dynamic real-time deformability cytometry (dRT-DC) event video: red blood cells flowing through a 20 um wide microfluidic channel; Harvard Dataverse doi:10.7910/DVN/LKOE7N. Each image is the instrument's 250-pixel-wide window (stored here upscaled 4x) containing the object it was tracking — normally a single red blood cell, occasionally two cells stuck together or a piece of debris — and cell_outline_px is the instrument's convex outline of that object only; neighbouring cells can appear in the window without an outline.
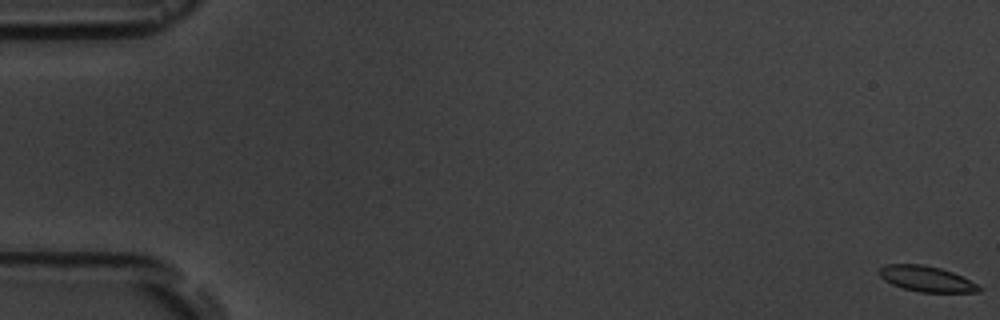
{"species": "common noctule bat (a hibernating species)", "species_latin": "Nyctalus noctula", "temperature_condition": "room temperature", "stored_images_in_passage": 8, "camera_frame_rate_fps": 3000, "um_per_image_px": 0.085, "animal": {"sex": "male", "body_mass_g": 19.5, "forearm_length_mm": 54.6}, "frame": {"image": 1, "passage_image": 1, "time_ms": 0.0, "image_size_px": [1000, 320], "cell_outline_px": [[984, 288], [980, 292], [920, 292], [904, 288], [892, 284], [884, 280], [880, 276], [880, 268], [888, 264], [924, 264], [940, 268], [952, 272]], "centroid_in_image_um": [78.76, 23.7], "position_along_channel_um": 6.2, "area_um2": 14.68}}
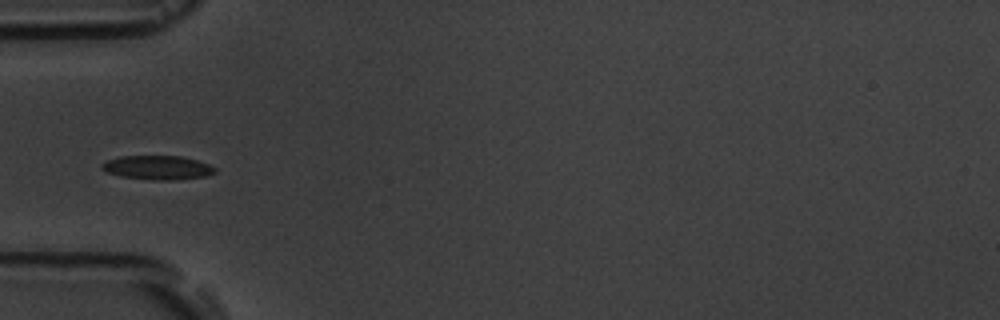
{"frame": {"image": 2, "passage_image": 6, "time_ms": 6.333, "image_size_px": [1000, 320], "cell_outline_px": [[216, 172], [208, 176], [176, 180], [152, 180], [120, 176], [104, 172], [100, 168], [100, 164], [108, 160], [120, 156], [180, 156], [196, 160], [208, 164], [216, 168]], "centroid_in_image_um": [13.37, 14.25], "position_along_channel_um": 71.6, "area_um2": 16.01}}
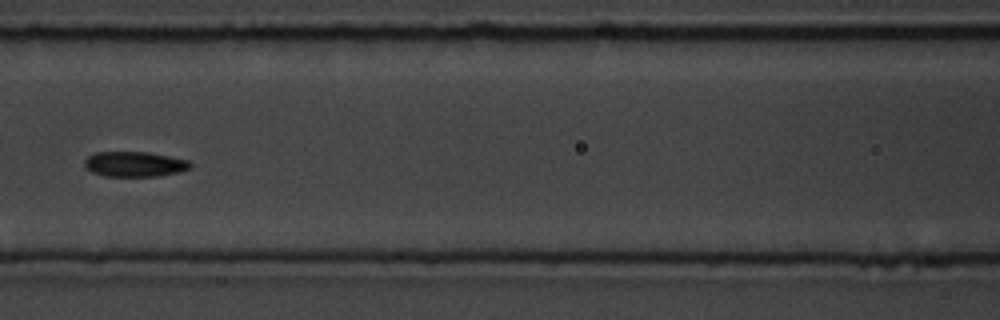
{"frame": {"image": 3, "passage_image": 8, "time_ms": 8.667, "image_size_px": [1000, 320], "cell_outline_px": [[192, 168], [180, 172], [160, 176], [104, 176], [92, 172], [84, 164], [84, 160], [88, 156], [96, 152], [148, 152], [188, 160], [192, 164]], "centroid_in_image_um": [11.47, 13.95], "position_along_channel_um": 155.1, "area_um2": 15.55}}